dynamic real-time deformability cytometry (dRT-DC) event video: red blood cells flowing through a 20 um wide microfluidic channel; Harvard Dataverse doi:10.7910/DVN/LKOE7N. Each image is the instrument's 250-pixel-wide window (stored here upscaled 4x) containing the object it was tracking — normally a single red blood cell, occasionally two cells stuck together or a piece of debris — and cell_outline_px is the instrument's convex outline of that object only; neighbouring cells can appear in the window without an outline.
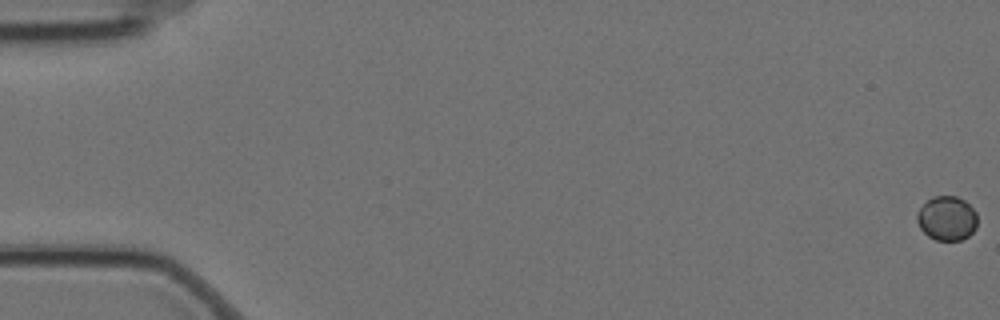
{"species": "Egyptian fruit bat (a non-hibernating species)", "species_latin": "Rousettus aegyptiacus", "temperature_condition": "cold", "stored_images_in_passage": 6, "camera_frame_rate_fps": 3000, "um_per_image_px": 0.085, "animal": {"sex": "female"}, "frame": {"image": 1, "passage_image": 1, "time_ms": 0.0, "image_size_px": [1000, 320], "cell_outline_px": [[976, 228], [968, 236], [960, 240], [936, 240], [928, 236], [920, 228], [916, 220], [916, 216], [920, 208], [932, 196], [956, 196], [964, 200], [976, 212]], "centroid_in_image_um": [80.47, 18.56], "position_along_channel_um": 4.5, "area_um2": 15.49}}
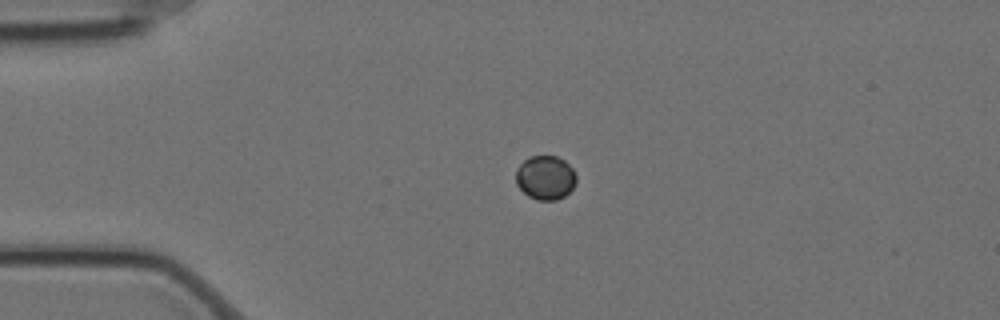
{"frame": {"image": 2, "passage_image": 5, "time_ms": 1.333, "image_size_px": [1000, 320], "cell_outline_px": [[576, 184], [564, 196], [556, 200], [536, 200], [528, 196], [516, 184], [516, 168], [524, 160], [532, 156], [556, 156], [564, 160], [572, 168], [576, 176]], "centroid_in_image_um": [46.35, 15.1], "position_along_channel_um": 38.6, "area_um2": 15.49}}